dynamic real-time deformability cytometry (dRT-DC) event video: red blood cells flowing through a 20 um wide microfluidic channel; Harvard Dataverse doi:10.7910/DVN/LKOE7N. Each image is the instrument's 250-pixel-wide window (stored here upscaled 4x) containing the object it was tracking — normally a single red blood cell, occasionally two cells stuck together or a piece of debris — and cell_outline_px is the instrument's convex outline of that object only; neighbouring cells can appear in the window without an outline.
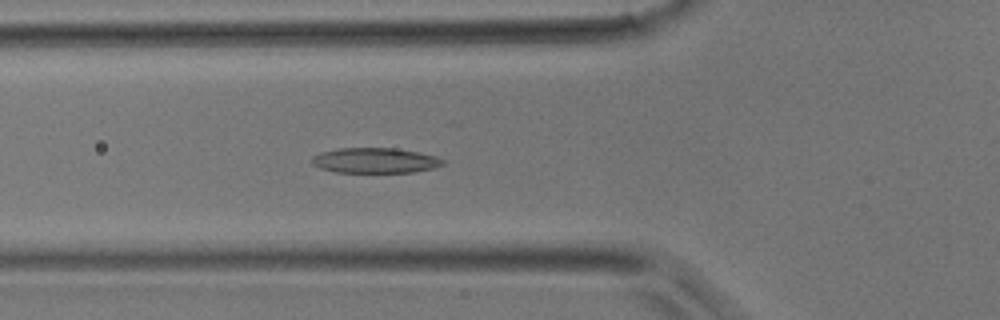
{"species": "common noctule bat (a hibernating species)", "species_latin": "Nyctalus noctula", "temperature_condition": "room temperature", "stored_images_in_passage": 40, "camera_frame_rate_fps": 3000, "um_per_image_px": 0.085, "animal": {"sex": "male", "body_mass_g": 17.9}, "frame": {"image": 1, "passage_image": 14, "time_ms": 4.333, "image_size_px": [1000, 320], "cell_outline_px": [[444, 164], [432, 168], [412, 172], [336, 172], [320, 168], [312, 164], [312, 156], [320, 152], [336, 148], [396, 148], [420, 152], [436, 156], [444, 160]], "centroid_in_image_um": [31.86, 13.63], "position_along_channel_um": 93.9, "area_um2": 19.31}}
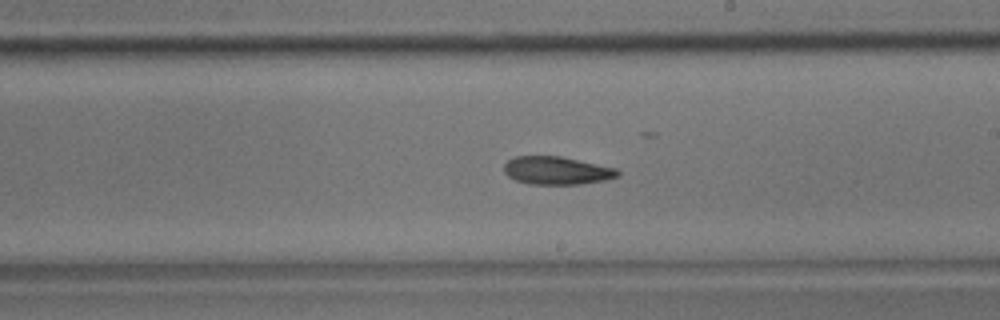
{"frame": {"image": 2, "passage_image": 23, "time_ms": 7.333, "image_size_px": [1000, 320], "cell_outline_px": [[620, 176], [604, 180], [580, 184], [528, 184], [516, 180], [508, 176], [504, 172], [504, 164], [508, 160], [516, 156], [560, 156], [616, 168], [620, 172]], "centroid_in_image_um": [47.32, 14.5], "position_along_channel_um": 241.7, "area_um2": 18.5}}
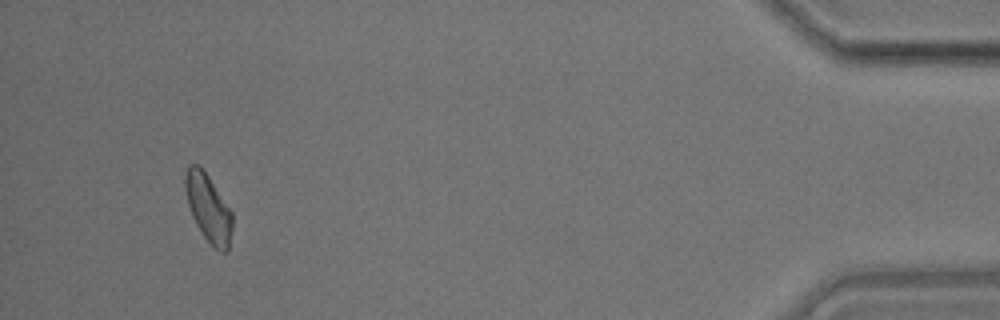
{"frame": {"image": 3, "passage_image": 38, "time_ms": 12.333, "image_size_px": [1000, 320], "cell_outline_px": [[232, 228], [228, 252], [220, 252], [204, 236], [196, 224], [192, 216], [188, 204], [184, 188], [184, 176], [188, 164], [200, 164], [232, 212]], "centroid_in_image_um": [17.69, 17.65], "position_along_channel_um": 417.5, "area_um2": 18.5}}